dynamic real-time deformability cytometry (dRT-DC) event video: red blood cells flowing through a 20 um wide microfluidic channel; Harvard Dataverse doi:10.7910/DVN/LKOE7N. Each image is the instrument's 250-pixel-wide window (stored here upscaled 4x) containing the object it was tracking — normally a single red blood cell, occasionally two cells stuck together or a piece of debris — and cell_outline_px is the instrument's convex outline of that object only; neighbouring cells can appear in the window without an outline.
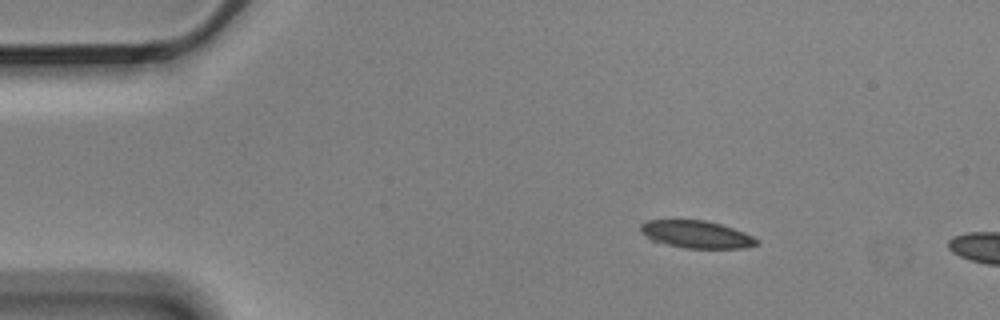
{"species": "Egyptian fruit bat (a non-hibernating species)", "species_latin": "Rousettus aegyptiacus", "temperature_condition": "cold", "stored_images_in_passage": 3, "camera_frame_rate_fps": 3000, "um_per_image_px": 0.085, "animal": {"sex": "male"}, "frame": {"image": 1, "passage_image": 1, "time_ms": 0.0, "image_size_px": [1000, 320], "cell_outline_px": [[760, 240], [756, 244], [744, 248], [688, 248], [668, 244], [652, 240], [640, 232], [640, 224], [648, 220], [704, 220], [720, 224], [744, 232]], "centroid_in_image_um": [59.19, 19.91], "position_along_channel_um": 25.8, "area_um2": 18.32}}